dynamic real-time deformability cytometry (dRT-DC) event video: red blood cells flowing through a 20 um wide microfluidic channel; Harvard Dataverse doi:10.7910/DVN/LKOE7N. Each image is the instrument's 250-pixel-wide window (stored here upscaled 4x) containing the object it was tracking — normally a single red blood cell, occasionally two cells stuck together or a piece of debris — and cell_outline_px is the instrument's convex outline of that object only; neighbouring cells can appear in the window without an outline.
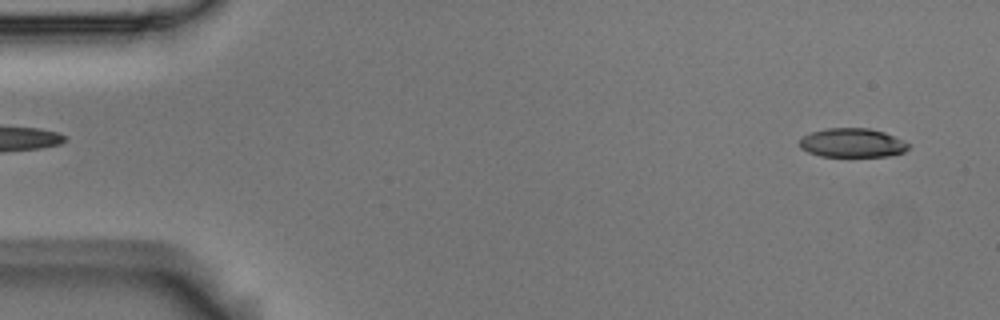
{"species": "Egyptian fruit bat (a non-hibernating species)", "species_latin": "Rousettus aegyptiacus", "temperature_condition": "room temperature", "stored_images_in_passage": 53, "camera_frame_rate_fps": 3000, "um_per_image_px": 0.085, "animal": {"sex": "male"}, "frame": {"image": 1, "passage_image": 3, "time_ms": 0.667, "image_size_px": [1000, 320], "cell_outline_px": [[908, 148], [904, 152], [888, 156], [820, 156], [808, 152], [800, 148], [800, 140], [804, 136], [812, 132], [828, 128], [868, 128], [884, 132], [908, 144]], "centroid_in_image_um": [72.41, 12.15], "position_along_channel_um": 12.6, "area_um2": 18.09}}
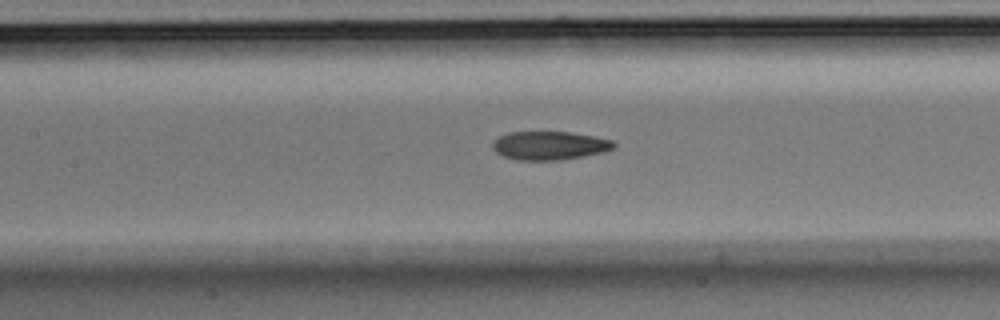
{"frame": {"image": 2, "passage_image": 24, "time_ms": 7.667, "image_size_px": [1000, 320], "cell_outline_px": [[616, 144], [612, 148], [604, 152], [584, 156], [560, 160], [516, 160], [504, 156], [496, 152], [492, 148], [492, 144], [500, 136], [508, 132], [568, 132], [592, 136], [612, 140]], "centroid_in_image_um": [46.7, 12.38], "position_along_channel_um": 160.7, "area_um2": 20.0}}
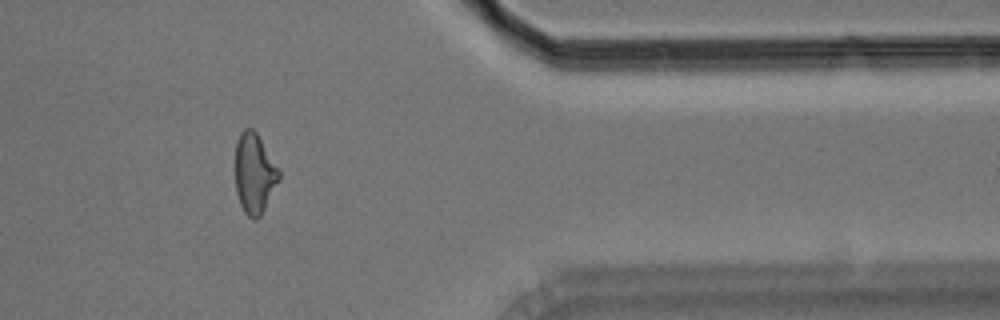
{"frame": {"image": 3, "passage_image": 44, "time_ms": 14.333, "image_size_px": [1000, 320], "cell_outline_px": [[280, 180], [260, 216], [256, 220], [252, 220], [244, 212], [240, 204], [236, 192], [236, 140], [240, 132], [244, 128], [252, 128], [256, 132], [280, 168]], "centroid_in_image_um": [21.64, 14.74], "position_along_channel_um": 389.8, "area_um2": 20.63}, "authors_computed_cell_mechanics": {"area_um2": 20.3456, "velocity_mm_per_s": 3.744, "shape_relaxation_time_tau1_ms": 5.5094, "shape_relaxation_time_tau2_ms": 3.8299, "deformation_change_tau1": 0.1996, "deformation_change_tau2": 0.1255}}